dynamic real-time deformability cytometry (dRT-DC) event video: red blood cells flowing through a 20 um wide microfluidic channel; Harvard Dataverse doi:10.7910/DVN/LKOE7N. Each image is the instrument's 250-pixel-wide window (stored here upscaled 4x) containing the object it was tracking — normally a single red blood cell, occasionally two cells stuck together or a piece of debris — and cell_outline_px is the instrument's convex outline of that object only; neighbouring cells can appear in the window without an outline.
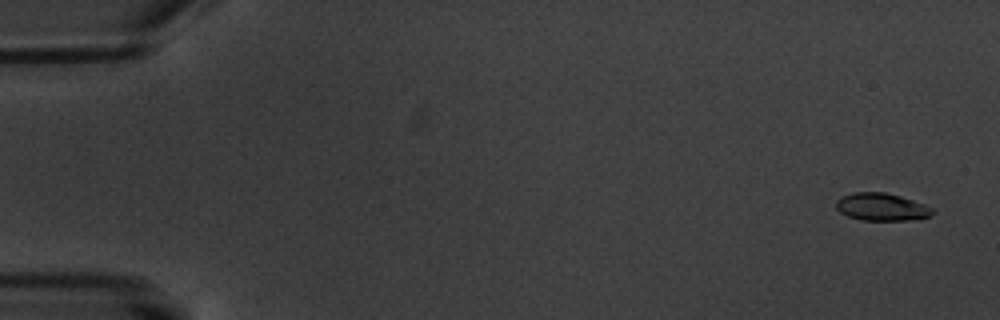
{"species": "common noctule bat (a hibernating species)", "species_latin": "Nyctalus noctula", "temperature_condition": "warm", "stored_images_in_passage": 6, "camera_frame_rate_fps": 3000, "um_per_image_px": 0.085, "animal": {"sex": "male", "body_mass_g": 20.1, "forearm_length_mm": 53.5}, "frame": {"image": 1, "passage_image": 1, "time_ms": 0.0, "image_size_px": [1000, 320], "cell_outline_px": [[936, 212], [928, 216], [908, 220], [860, 220], [848, 216], [840, 212], [836, 208], [836, 200], [852, 192], [884, 192], [900, 196], [924, 204], [932, 208]], "centroid_in_image_um": [74.92, 17.59], "position_along_channel_um": 10.1, "area_um2": 15.37}}
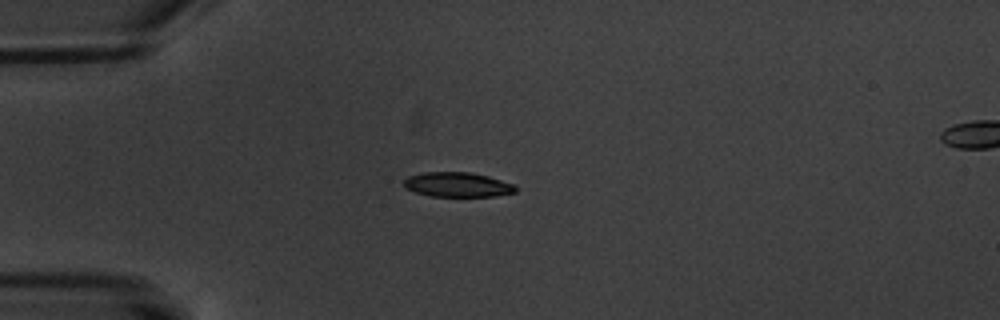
{"frame": {"image": 2, "passage_image": 5, "time_ms": 4.667, "image_size_px": [1000, 320], "cell_outline_px": [[516, 192], [496, 196], [432, 196], [416, 192], [404, 188], [404, 180], [408, 176], [424, 172], [472, 172], [488, 176], [516, 184]], "centroid_in_image_um": [38.91, 15.69], "position_along_channel_um": 46.1, "area_um2": 16.13}}